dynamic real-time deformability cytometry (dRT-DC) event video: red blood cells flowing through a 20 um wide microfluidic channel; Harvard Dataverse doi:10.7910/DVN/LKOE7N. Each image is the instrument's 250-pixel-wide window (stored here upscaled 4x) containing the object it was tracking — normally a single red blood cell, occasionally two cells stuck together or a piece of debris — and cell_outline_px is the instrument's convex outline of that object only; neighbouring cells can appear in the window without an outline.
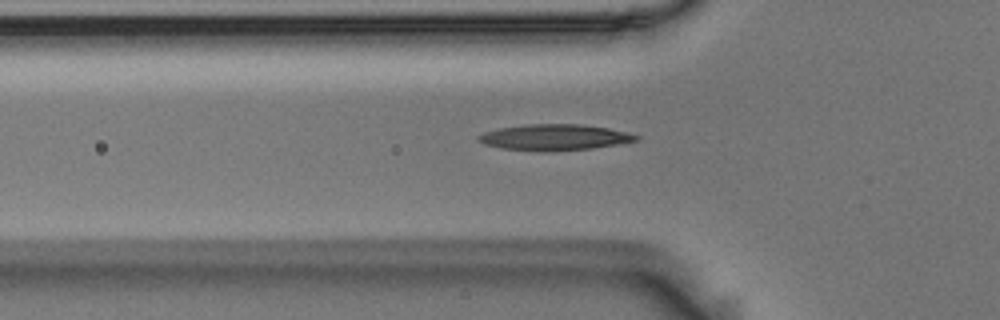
{"species": "Egyptian fruit bat (a non-hibernating species)", "species_latin": "Rousettus aegyptiacus", "temperature_condition": "room temperature", "stored_images_in_passage": 34, "camera_frame_rate_fps": 3000, "um_per_image_px": 0.085, "animal": {"sex": "male"}, "frame": {"image": 1, "passage_image": 3, "time_ms": 0.667, "image_size_px": [1000, 320], "cell_outline_px": [[640, 140], [592, 148], [552, 152], [544, 152], [500, 148], [484, 144], [476, 140], [476, 136], [484, 132], [500, 128], [528, 124], [580, 124], [608, 128], [628, 132], [640, 136]], "centroid_in_image_um": [47.12, 11.68], "position_along_channel_um": 78.7, "area_um2": 24.1}}
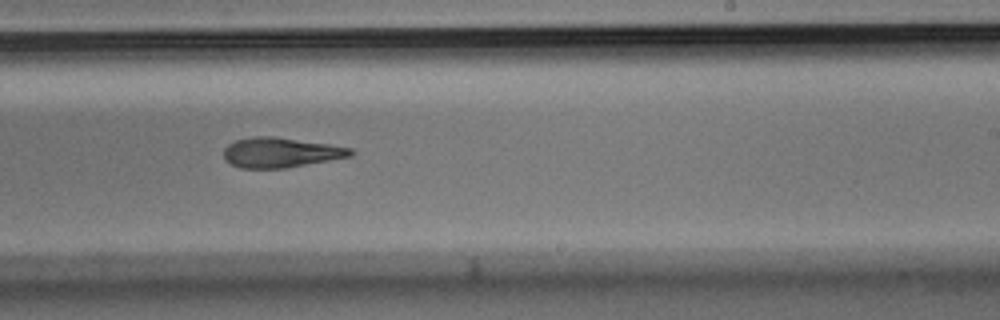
{"frame": {"image": 2, "passage_image": 18, "time_ms": 5.667, "image_size_px": [1000, 320], "cell_outline_px": [[356, 152], [352, 156], [284, 168], [240, 168], [224, 160], [224, 148], [228, 144], [236, 140], [252, 136], [272, 136], [328, 144], [352, 148]], "centroid_in_image_um": [23.85, 12.96], "position_along_channel_um": 265.2, "area_um2": 22.08}}
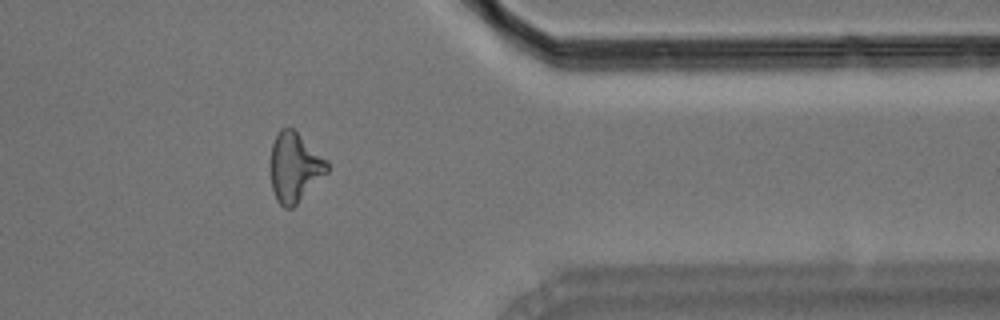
{"frame": {"image": 3, "passage_image": 29, "time_ms": 9.333, "image_size_px": [1000, 320], "cell_outline_px": [[328, 172], [292, 208], [284, 208], [276, 200], [272, 188], [268, 164], [272, 144], [280, 128], [292, 128], [328, 160]], "centroid_in_image_um": [25.01, 14.22], "position_along_channel_um": 386.4, "area_um2": 23.06}, "authors_computed_cell_mechanics": {"area_um2": 22.6865, "velocity_mm_per_s": 3.7104, "shape_relaxation_time_tau1_ms": null, "shape_relaxation_time_tau2_ms": 6.9806, "deformation_change_tau1": null, "deformation_change_tau2": 0.2087}}